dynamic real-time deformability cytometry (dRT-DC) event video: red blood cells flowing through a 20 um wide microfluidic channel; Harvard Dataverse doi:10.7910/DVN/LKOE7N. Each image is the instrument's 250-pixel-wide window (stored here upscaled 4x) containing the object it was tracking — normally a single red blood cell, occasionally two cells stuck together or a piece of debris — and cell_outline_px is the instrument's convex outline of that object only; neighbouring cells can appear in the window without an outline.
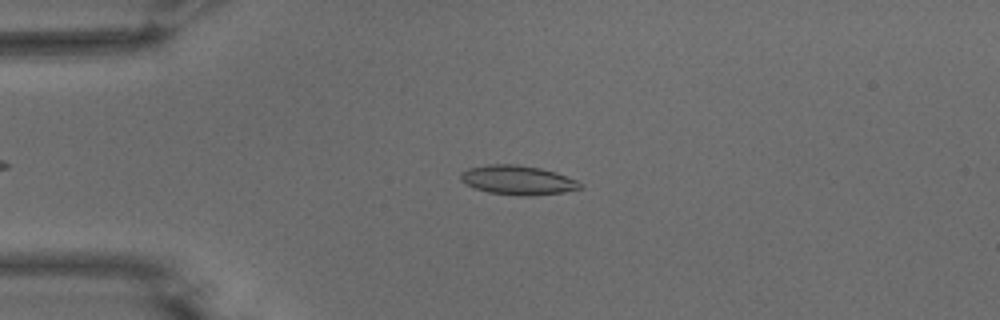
{"species": "common noctule bat (a hibernating species)", "species_latin": "Nyctalus noctula", "temperature_condition": "warm", "stored_images_in_passage": 51, "camera_frame_rate_fps": 3000, "um_per_image_px": 0.085, "animal": {"sex": "male", "body_mass_g": 15.6}, "frame": {"image": 1, "passage_image": 10, "time_ms": 3.0, "image_size_px": [1000, 320], "cell_outline_px": [[584, 188], [564, 192], [532, 196], [520, 196], [488, 192], [464, 184], [460, 180], [460, 172], [468, 168], [488, 164], [516, 164], [540, 168], [556, 172], [576, 180]], "centroid_in_image_um": [43.99, 15.31], "position_along_channel_um": 41.0, "area_um2": 20.52}}
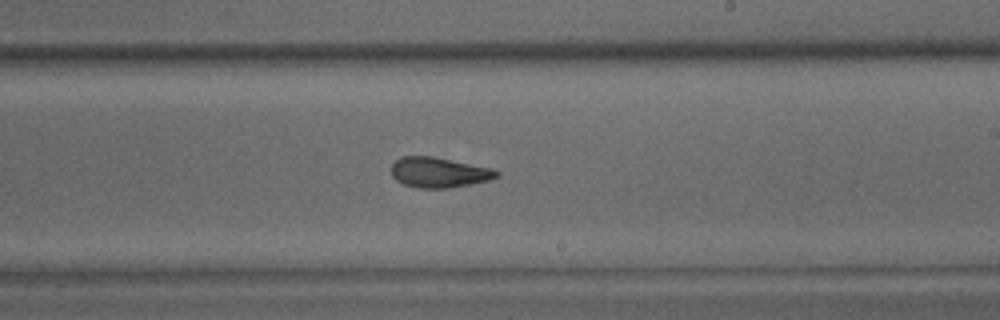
{"frame": {"image": 2, "passage_image": 29, "time_ms": 9.333, "image_size_px": [1000, 320], "cell_outline_px": [[500, 176], [488, 180], [448, 188], [420, 188], [404, 184], [396, 180], [392, 176], [392, 164], [400, 156], [432, 156], [492, 168], [500, 172]], "centroid_in_image_um": [37.3, 14.65], "position_along_channel_um": 251.7, "area_um2": 18.44}}
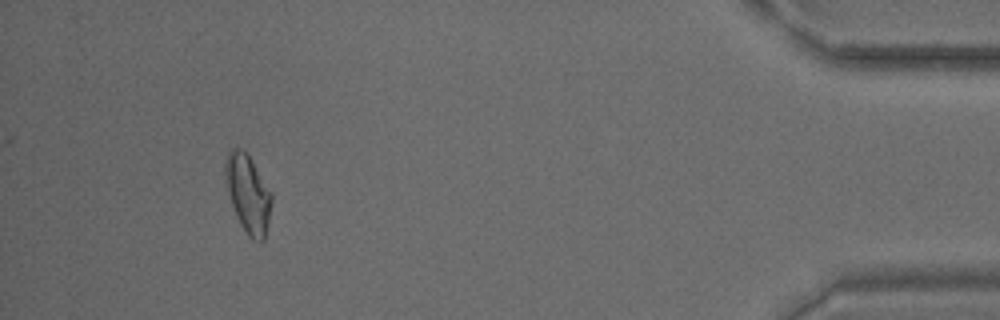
{"frame": {"image": 3, "passage_image": 47, "time_ms": 15.333, "image_size_px": [1000, 320], "cell_outline_px": [[272, 204], [264, 240], [252, 240], [248, 236], [240, 224], [236, 216], [224, 180], [224, 164], [228, 152], [232, 148], [244, 148], [248, 152], [272, 192]], "centroid_in_image_um": [21.08, 16.4], "position_along_channel_um": 414.1, "area_um2": 21.44}, "authors_computed_cell_mechanics": {"area_um2": 19.1318, "velocity_mm_per_s": 3.7459, "shape_relaxation_time_tau1_ms": null, "shape_relaxation_time_tau2_ms": 2.0853, "deformation_change_tau1": null, "deformation_change_tau2": 0.0841}}